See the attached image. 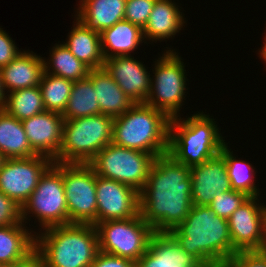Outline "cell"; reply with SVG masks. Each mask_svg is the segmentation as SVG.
I'll return each mask as SVG.
<instances>
[{
  "instance_id": "21",
  "label": "cell",
  "mask_w": 266,
  "mask_h": 267,
  "mask_svg": "<svg viewBox=\"0 0 266 267\" xmlns=\"http://www.w3.org/2000/svg\"><path fill=\"white\" fill-rule=\"evenodd\" d=\"M78 6L75 17L91 30L101 33L124 20L126 0H81Z\"/></svg>"
},
{
  "instance_id": "28",
  "label": "cell",
  "mask_w": 266,
  "mask_h": 267,
  "mask_svg": "<svg viewBox=\"0 0 266 267\" xmlns=\"http://www.w3.org/2000/svg\"><path fill=\"white\" fill-rule=\"evenodd\" d=\"M50 54V60L48 62L43 59L44 72L60 76L73 82L88 77L90 68L78 60L64 43L56 44Z\"/></svg>"
},
{
  "instance_id": "43",
  "label": "cell",
  "mask_w": 266,
  "mask_h": 267,
  "mask_svg": "<svg viewBox=\"0 0 266 267\" xmlns=\"http://www.w3.org/2000/svg\"><path fill=\"white\" fill-rule=\"evenodd\" d=\"M265 226H266V208H265ZM265 250H266V229H265Z\"/></svg>"
},
{
  "instance_id": "41",
  "label": "cell",
  "mask_w": 266,
  "mask_h": 267,
  "mask_svg": "<svg viewBox=\"0 0 266 267\" xmlns=\"http://www.w3.org/2000/svg\"><path fill=\"white\" fill-rule=\"evenodd\" d=\"M260 58H262L264 61H266V37H265V43L262 49H260Z\"/></svg>"
},
{
  "instance_id": "6",
  "label": "cell",
  "mask_w": 266,
  "mask_h": 267,
  "mask_svg": "<svg viewBox=\"0 0 266 267\" xmlns=\"http://www.w3.org/2000/svg\"><path fill=\"white\" fill-rule=\"evenodd\" d=\"M113 121L105 114L64 120L60 151L53 162L89 164L112 143Z\"/></svg>"
},
{
  "instance_id": "15",
  "label": "cell",
  "mask_w": 266,
  "mask_h": 267,
  "mask_svg": "<svg viewBox=\"0 0 266 267\" xmlns=\"http://www.w3.org/2000/svg\"><path fill=\"white\" fill-rule=\"evenodd\" d=\"M193 205H209L218 194L232 190L224 155L219 152L190 168Z\"/></svg>"
},
{
  "instance_id": "1",
  "label": "cell",
  "mask_w": 266,
  "mask_h": 267,
  "mask_svg": "<svg viewBox=\"0 0 266 267\" xmlns=\"http://www.w3.org/2000/svg\"><path fill=\"white\" fill-rule=\"evenodd\" d=\"M191 185L190 167L168 153L154 159L139 206L155 233H168L185 220L193 206Z\"/></svg>"
},
{
  "instance_id": "29",
  "label": "cell",
  "mask_w": 266,
  "mask_h": 267,
  "mask_svg": "<svg viewBox=\"0 0 266 267\" xmlns=\"http://www.w3.org/2000/svg\"><path fill=\"white\" fill-rule=\"evenodd\" d=\"M3 110L22 121L45 111L39 86L9 92Z\"/></svg>"
},
{
  "instance_id": "16",
  "label": "cell",
  "mask_w": 266,
  "mask_h": 267,
  "mask_svg": "<svg viewBox=\"0 0 266 267\" xmlns=\"http://www.w3.org/2000/svg\"><path fill=\"white\" fill-rule=\"evenodd\" d=\"M21 122L32 149L38 155L49 157L53 161L60 151L62 142V114L45 110Z\"/></svg>"
},
{
  "instance_id": "23",
  "label": "cell",
  "mask_w": 266,
  "mask_h": 267,
  "mask_svg": "<svg viewBox=\"0 0 266 267\" xmlns=\"http://www.w3.org/2000/svg\"><path fill=\"white\" fill-rule=\"evenodd\" d=\"M21 224L0 227V265L24 261L36 249V236Z\"/></svg>"
},
{
  "instance_id": "2",
  "label": "cell",
  "mask_w": 266,
  "mask_h": 267,
  "mask_svg": "<svg viewBox=\"0 0 266 267\" xmlns=\"http://www.w3.org/2000/svg\"><path fill=\"white\" fill-rule=\"evenodd\" d=\"M168 233L198 261L231 259L237 253L232 247L228 220L207 205H193L185 220Z\"/></svg>"
},
{
  "instance_id": "31",
  "label": "cell",
  "mask_w": 266,
  "mask_h": 267,
  "mask_svg": "<svg viewBox=\"0 0 266 267\" xmlns=\"http://www.w3.org/2000/svg\"><path fill=\"white\" fill-rule=\"evenodd\" d=\"M220 152L225 157L226 168L228 172V177L233 190L246 193L250 197L259 196V188L256 187L254 182V167L252 164L237 160L233 156L231 149L229 150L228 145L225 144ZM253 173V174H252Z\"/></svg>"
},
{
  "instance_id": "27",
  "label": "cell",
  "mask_w": 266,
  "mask_h": 267,
  "mask_svg": "<svg viewBox=\"0 0 266 267\" xmlns=\"http://www.w3.org/2000/svg\"><path fill=\"white\" fill-rule=\"evenodd\" d=\"M101 114L93 83L85 78L75 81L62 116L64 120Z\"/></svg>"
},
{
  "instance_id": "42",
  "label": "cell",
  "mask_w": 266,
  "mask_h": 267,
  "mask_svg": "<svg viewBox=\"0 0 266 267\" xmlns=\"http://www.w3.org/2000/svg\"><path fill=\"white\" fill-rule=\"evenodd\" d=\"M5 157L0 153V168L2 167L4 161H5Z\"/></svg>"
},
{
  "instance_id": "18",
  "label": "cell",
  "mask_w": 266,
  "mask_h": 267,
  "mask_svg": "<svg viewBox=\"0 0 266 267\" xmlns=\"http://www.w3.org/2000/svg\"><path fill=\"white\" fill-rule=\"evenodd\" d=\"M197 262L169 233H155L136 267H195Z\"/></svg>"
},
{
  "instance_id": "4",
  "label": "cell",
  "mask_w": 266,
  "mask_h": 267,
  "mask_svg": "<svg viewBox=\"0 0 266 267\" xmlns=\"http://www.w3.org/2000/svg\"><path fill=\"white\" fill-rule=\"evenodd\" d=\"M170 118L145 103H135L121 116L114 118L112 143L153 154L168 153Z\"/></svg>"
},
{
  "instance_id": "37",
  "label": "cell",
  "mask_w": 266,
  "mask_h": 267,
  "mask_svg": "<svg viewBox=\"0 0 266 267\" xmlns=\"http://www.w3.org/2000/svg\"><path fill=\"white\" fill-rule=\"evenodd\" d=\"M89 267H136V262L100 251Z\"/></svg>"
},
{
  "instance_id": "40",
  "label": "cell",
  "mask_w": 266,
  "mask_h": 267,
  "mask_svg": "<svg viewBox=\"0 0 266 267\" xmlns=\"http://www.w3.org/2000/svg\"><path fill=\"white\" fill-rule=\"evenodd\" d=\"M5 92L6 91H5L4 86H3L2 76H1V71H0V109H3V107L5 105V100H6V96H7V93H5Z\"/></svg>"
},
{
  "instance_id": "22",
  "label": "cell",
  "mask_w": 266,
  "mask_h": 267,
  "mask_svg": "<svg viewBox=\"0 0 266 267\" xmlns=\"http://www.w3.org/2000/svg\"><path fill=\"white\" fill-rule=\"evenodd\" d=\"M176 5L171 0H156L143 29L144 39L161 41L175 37L180 32L186 22Z\"/></svg>"
},
{
  "instance_id": "14",
  "label": "cell",
  "mask_w": 266,
  "mask_h": 267,
  "mask_svg": "<svg viewBox=\"0 0 266 267\" xmlns=\"http://www.w3.org/2000/svg\"><path fill=\"white\" fill-rule=\"evenodd\" d=\"M97 223L123 220L140 213L139 192L121 182L96 175Z\"/></svg>"
},
{
  "instance_id": "13",
  "label": "cell",
  "mask_w": 266,
  "mask_h": 267,
  "mask_svg": "<svg viewBox=\"0 0 266 267\" xmlns=\"http://www.w3.org/2000/svg\"><path fill=\"white\" fill-rule=\"evenodd\" d=\"M249 197L228 219L232 247L236 252L265 250V205Z\"/></svg>"
},
{
  "instance_id": "12",
  "label": "cell",
  "mask_w": 266,
  "mask_h": 267,
  "mask_svg": "<svg viewBox=\"0 0 266 267\" xmlns=\"http://www.w3.org/2000/svg\"><path fill=\"white\" fill-rule=\"evenodd\" d=\"M52 163L43 155L5 159L0 168V191L22 207Z\"/></svg>"
},
{
  "instance_id": "20",
  "label": "cell",
  "mask_w": 266,
  "mask_h": 267,
  "mask_svg": "<svg viewBox=\"0 0 266 267\" xmlns=\"http://www.w3.org/2000/svg\"><path fill=\"white\" fill-rule=\"evenodd\" d=\"M87 78L93 83L95 88L101 114L116 118L124 114L135 104L104 67L90 69Z\"/></svg>"
},
{
  "instance_id": "30",
  "label": "cell",
  "mask_w": 266,
  "mask_h": 267,
  "mask_svg": "<svg viewBox=\"0 0 266 267\" xmlns=\"http://www.w3.org/2000/svg\"><path fill=\"white\" fill-rule=\"evenodd\" d=\"M73 81L43 73L39 88L45 110L63 113L70 97Z\"/></svg>"
},
{
  "instance_id": "33",
  "label": "cell",
  "mask_w": 266,
  "mask_h": 267,
  "mask_svg": "<svg viewBox=\"0 0 266 267\" xmlns=\"http://www.w3.org/2000/svg\"><path fill=\"white\" fill-rule=\"evenodd\" d=\"M156 0H126L124 20L140 27L146 26Z\"/></svg>"
},
{
  "instance_id": "19",
  "label": "cell",
  "mask_w": 266,
  "mask_h": 267,
  "mask_svg": "<svg viewBox=\"0 0 266 267\" xmlns=\"http://www.w3.org/2000/svg\"><path fill=\"white\" fill-rule=\"evenodd\" d=\"M4 89L9 93L39 86L44 73L43 58L33 51L20 52L8 65L0 69Z\"/></svg>"
},
{
  "instance_id": "38",
  "label": "cell",
  "mask_w": 266,
  "mask_h": 267,
  "mask_svg": "<svg viewBox=\"0 0 266 267\" xmlns=\"http://www.w3.org/2000/svg\"><path fill=\"white\" fill-rule=\"evenodd\" d=\"M2 267H43L40 256L35 251L31 256L16 264L4 265Z\"/></svg>"
},
{
  "instance_id": "25",
  "label": "cell",
  "mask_w": 266,
  "mask_h": 267,
  "mask_svg": "<svg viewBox=\"0 0 266 267\" xmlns=\"http://www.w3.org/2000/svg\"><path fill=\"white\" fill-rule=\"evenodd\" d=\"M68 35L66 47L69 51L90 69H98L104 66V57L101 50L100 33L91 30L78 18Z\"/></svg>"
},
{
  "instance_id": "17",
  "label": "cell",
  "mask_w": 266,
  "mask_h": 267,
  "mask_svg": "<svg viewBox=\"0 0 266 267\" xmlns=\"http://www.w3.org/2000/svg\"><path fill=\"white\" fill-rule=\"evenodd\" d=\"M103 67L134 103H145L151 91V75L143 63L124 55L105 59Z\"/></svg>"
},
{
  "instance_id": "35",
  "label": "cell",
  "mask_w": 266,
  "mask_h": 267,
  "mask_svg": "<svg viewBox=\"0 0 266 267\" xmlns=\"http://www.w3.org/2000/svg\"><path fill=\"white\" fill-rule=\"evenodd\" d=\"M231 267H266V250L240 251L231 259Z\"/></svg>"
},
{
  "instance_id": "26",
  "label": "cell",
  "mask_w": 266,
  "mask_h": 267,
  "mask_svg": "<svg viewBox=\"0 0 266 267\" xmlns=\"http://www.w3.org/2000/svg\"><path fill=\"white\" fill-rule=\"evenodd\" d=\"M0 153L6 158L38 155L31 147L22 122L0 109Z\"/></svg>"
},
{
  "instance_id": "34",
  "label": "cell",
  "mask_w": 266,
  "mask_h": 267,
  "mask_svg": "<svg viewBox=\"0 0 266 267\" xmlns=\"http://www.w3.org/2000/svg\"><path fill=\"white\" fill-rule=\"evenodd\" d=\"M21 207L0 191V227L21 224Z\"/></svg>"
},
{
  "instance_id": "8",
  "label": "cell",
  "mask_w": 266,
  "mask_h": 267,
  "mask_svg": "<svg viewBox=\"0 0 266 267\" xmlns=\"http://www.w3.org/2000/svg\"><path fill=\"white\" fill-rule=\"evenodd\" d=\"M155 158L153 154L110 143L89 164L97 176L121 182L140 193Z\"/></svg>"
},
{
  "instance_id": "24",
  "label": "cell",
  "mask_w": 266,
  "mask_h": 267,
  "mask_svg": "<svg viewBox=\"0 0 266 267\" xmlns=\"http://www.w3.org/2000/svg\"><path fill=\"white\" fill-rule=\"evenodd\" d=\"M143 30L129 21L122 20L100 33L101 50L105 59L131 55L143 43ZM111 51V52H110Z\"/></svg>"
},
{
  "instance_id": "7",
  "label": "cell",
  "mask_w": 266,
  "mask_h": 267,
  "mask_svg": "<svg viewBox=\"0 0 266 267\" xmlns=\"http://www.w3.org/2000/svg\"><path fill=\"white\" fill-rule=\"evenodd\" d=\"M34 214L42 229L68 225V207L63 184V163L53 162L40 176L38 184L21 207L22 222Z\"/></svg>"
},
{
  "instance_id": "10",
  "label": "cell",
  "mask_w": 266,
  "mask_h": 267,
  "mask_svg": "<svg viewBox=\"0 0 266 267\" xmlns=\"http://www.w3.org/2000/svg\"><path fill=\"white\" fill-rule=\"evenodd\" d=\"M154 66L151 91L146 105L164 112L170 119L178 117L185 98L186 76L181 57L172 49L166 50Z\"/></svg>"
},
{
  "instance_id": "5",
  "label": "cell",
  "mask_w": 266,
  "mask_h": 267,
  "mask_svg": "<svg viewBox=\"0 0 266 267\" xmlns=\"http://www.w3.org/2000/svg\"><path fill=\"white\" fill-rule=\"evenodd\" d=\"M209 116L198 112L186 120L180 115L170 119L168 154L177 162L191 168L218 154L226 144Z\"/></svg>"
},
{
  "instance_id": "32",
  "label": "cell",
  "mask_w": 266,
  "mask_h": 267,
  "mask_svg": "<svg viewBox=\"0 0 266 267\" xmlns=\"http://www.w3.org/2000/svg\"><path fill=\"white\" fill-rule=\"evenodd\" d=\"M249 197L250 196L246 193L232 189L230 191L218 193L208 206L217 214V216L228 220L233 212Z\"/></svg>"
},
{
  "instance_id": "9",
  "label": "cell",
  "mask_w": 266,
  "mask_h": 267,
  "mask_svg": "<svg viewBox=\"0 0 266 267\" xmlns=\"http://www.w3.org/2000/svg\"><path fill=\"white\" fill-rule=\"evenodd\" d=\"M99 251L137 262L147 251L154 229L140 213L128 219L109 220L96 225Z\"/></svg>"
},
{
  "instance_id": "39",
  "label": "cell",
  "mask_w": 266,
  "mask_h": 267,
  "mask_svg": "<svg viewBox=\"0 0 266 267\" xmlns=\"http://www.w3.org/2000/svg\"><path fill=\"white\" fill-rule=\"evenodd\" d=\"M195 267H231L230 259L218 258L198 261Z\"/></svg>"
},
{
  "instance_id": "11",
  "label": "cell",
  "mask_w": 266,
  "mask_h": 267,
  "mask_svg": "<svg viewBox=\"0 0 266 267\" xmlns=\"http://www.w3.org/2000/svg\"><path fill=\"white\" fill-rule=\"evenodd\" d=\"M68 224H97L96 173L90 164L63 163Z\"/></svg>"
},
{
  "instance_id": "36",
  "label": "cell",
  "mask_w": 266,
  "mask_h": 267,
  "mask_svg": "<svg viewBox=\"0 0 266 267\" xmlns=\"http://www.w3.org/2000/svg\"><path fill=\"white\" fill-rule=\"evenodd\" d=\"M20 52L12 38L0 28V69L12 62Z\"/></svg>"
},
{
  "instance_id": "3",
  "label": "cell",
  "mask_w": 266,
  "mask_h": 267,
  "mask_svg": "<svg viewBox=\"0 0 266 267\" xmlns=\"http://www.w3.org/2000/svg\"><path fill=\"white\" fill-rule=\"evenodd\" d=\"M36 235L35 251L43 267H89L99 251L96 226H53Z\"/></svg>"
}]
</instances>
